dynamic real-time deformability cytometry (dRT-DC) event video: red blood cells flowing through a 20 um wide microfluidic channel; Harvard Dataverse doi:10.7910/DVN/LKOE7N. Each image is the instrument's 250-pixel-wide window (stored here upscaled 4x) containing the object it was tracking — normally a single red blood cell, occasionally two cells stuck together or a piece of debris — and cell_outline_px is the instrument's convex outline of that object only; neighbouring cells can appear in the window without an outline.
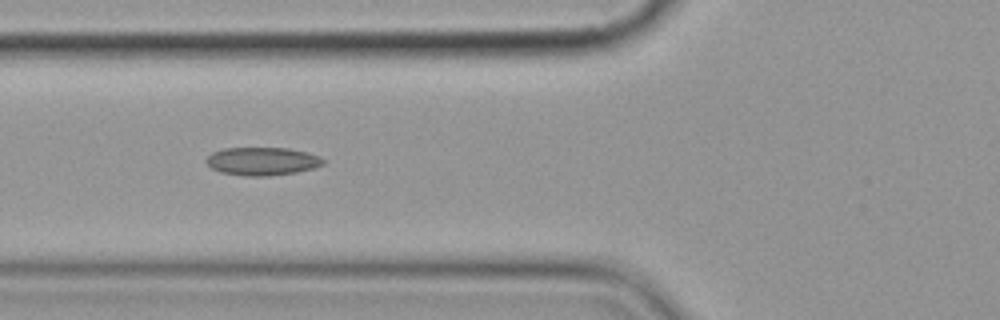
{"species": "common noctule bat (a hibernating species)", "species_latin": "Nyctalus noctula", "temperature_condition": "cold", "stored_images_in_passage": 4, "camera_frame_rate_fps": 3000, "um_per_image_px": 0.085, "animal": {"sex": "female", "body_mass_g": 19.9}, "frame": {"image": 1, "passage_image": 3, "time_ms": 3.333, "image_size_px": [1000, 320], "cell_outline_px": [[324, 164], [312, 168], [296, 172], [268, 176], [244, 176], [220, 172], [212, 168], [204, 160], [212, 152], [224, 148], [288, 148], [320, 156], [324, 160]], "centroid_in_image_um": [22.26, 13.71], "position_along_channel_um": 103.5, "area_um2": 19.07}}
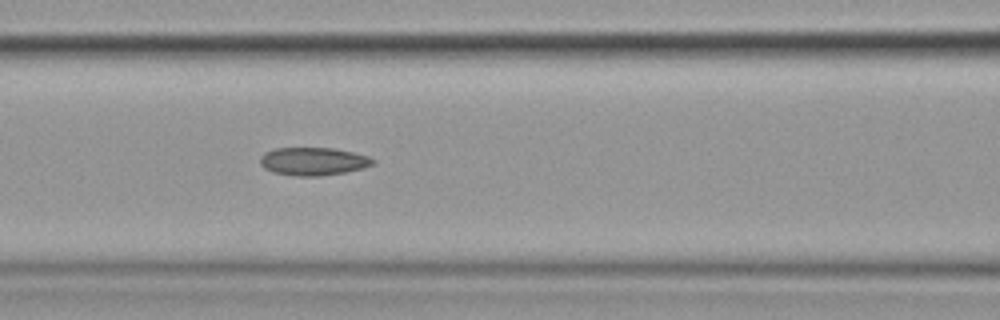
{"frame": {"image": 2, "passage_image": 4, "time_ms": 4.333, "image_size_px": [1000, 320], "cell_outline_px": [[376, 160], [372, 164], [364, 168], [344, 172], [320, 176], [292, 176], [272, 172], [264, 168], [260, 164], [260, 156], [264, 152], [276, 148], [332, 148], [352, 152], [368, 156]], "centroid_in_image_um": [26.59, 13.72], "position_along_channel_um": 140.0, "area_um2": 18.44}}